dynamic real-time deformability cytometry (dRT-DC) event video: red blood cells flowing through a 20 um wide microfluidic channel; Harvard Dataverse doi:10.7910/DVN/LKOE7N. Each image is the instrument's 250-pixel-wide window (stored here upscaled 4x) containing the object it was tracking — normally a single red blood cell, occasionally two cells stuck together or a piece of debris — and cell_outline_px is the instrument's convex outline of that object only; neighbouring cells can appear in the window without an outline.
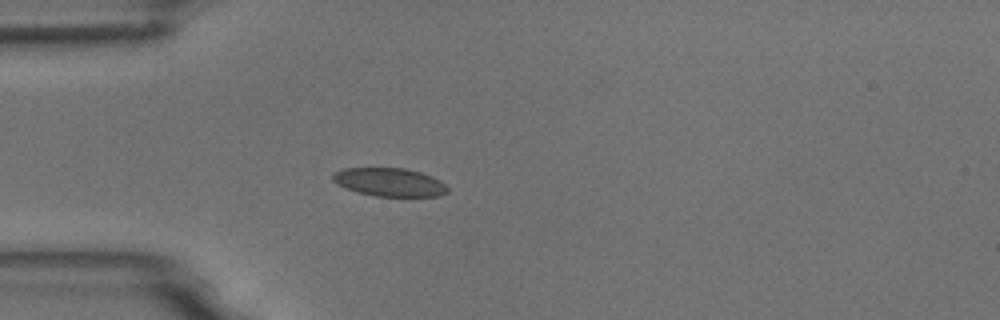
{"species": "common noctule bat (a hibernating species)", "species_latin": "Nyctalus noctula", "temperature_condition": "room temperature", "stored_images_in_passage": 4, "camera_frame_rate_fps": 3000, "um_per_image_px": 0.085, "animal": {"sex": "male", "body_mass_g": 18.8}, "frame": {"image": 1, "passage_image": 3, "time_ms": 2.667, "image_size_px": [1000, 320], "cell_outline_px": [[448, 192], [440, 196], [376, 196], [360, 192], [348, 188], [332, 180], [332, 176], [340, 168], [404, 168], [420, 172], [432, 176], [440, 180], [448, 188]], "centroid_in_image_um": [33.15, 15.47], "position_along_channel_um": 51.8, "area_um2": 18.73}}